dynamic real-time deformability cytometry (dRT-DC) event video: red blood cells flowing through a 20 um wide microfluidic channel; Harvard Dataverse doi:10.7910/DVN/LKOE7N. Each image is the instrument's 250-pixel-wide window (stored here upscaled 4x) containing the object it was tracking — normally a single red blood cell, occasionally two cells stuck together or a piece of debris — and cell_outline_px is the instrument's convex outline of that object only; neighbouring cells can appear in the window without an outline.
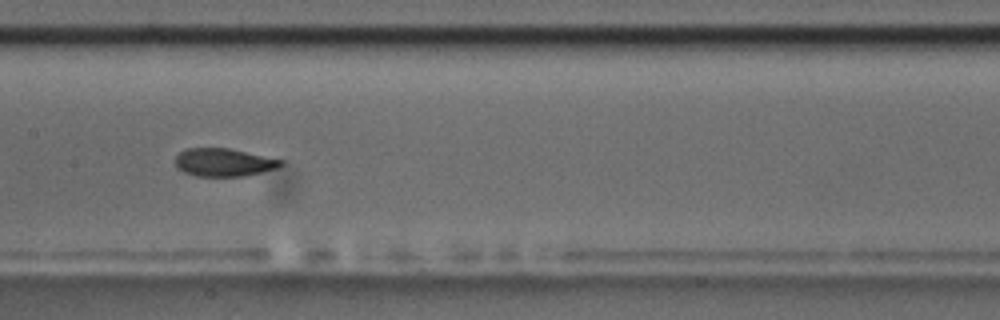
{"species": "common noctule bat (a hibernating species)", "species_latin": "Nyctalus noctula", "temperature_condition": "room temperature", "stored_images_in_passage": 40, "camera_frame_rate_fps": 3000, "um_per_image_px": 0.085, "animal": {"sex": "male", "body_mass_g": 17.5, "forearm_length_mm": 52.3}, "frame": {"image": 1, "passage_image": 12, "time_ms": 3.667, "image_size_px": [1000, 320], "cell_outline_px": [[284, 164], [276, 168], [244, 176], [196, 176], [184, 172], [176, 168], [176, 156], [184, 148], [228, 148], [284, 160]], "centroid_in_image_um": [19.0, 13.8], "position_along_channel_um": 188.4, "area_um2": 17.17}}
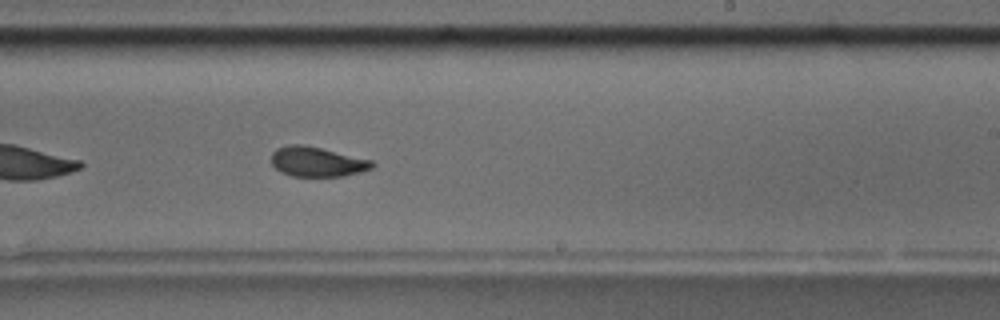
{"frame": {"image": 2, "passage_image": 18, "time_ms": 5.667, "image_size_px": [1000, 320], "cell_outline_px": [[376, 164], [372, 168], [360, 172], [344, 176], [292, 176], [280, 172], [272, 164], [272, 152], [276, 148], [288, 144], [304, 144], [372, 160]], "centroid_in_image_um": [26.94, 13.74], "position_along_channel_um": 262.1, "area_um2": 17.57}, "authors_computed_cell_mechanics": {"area_um2": 17.918, "velocity_mm_per_s": 3.6963, "shape_relaxation_time_tau1_ms": 6.1643, "shape_relaxation_time_tau2_ms": 1.1649, "deformation_change_tau1": 0.1541, "deformation_change_tau2": 0.059}}